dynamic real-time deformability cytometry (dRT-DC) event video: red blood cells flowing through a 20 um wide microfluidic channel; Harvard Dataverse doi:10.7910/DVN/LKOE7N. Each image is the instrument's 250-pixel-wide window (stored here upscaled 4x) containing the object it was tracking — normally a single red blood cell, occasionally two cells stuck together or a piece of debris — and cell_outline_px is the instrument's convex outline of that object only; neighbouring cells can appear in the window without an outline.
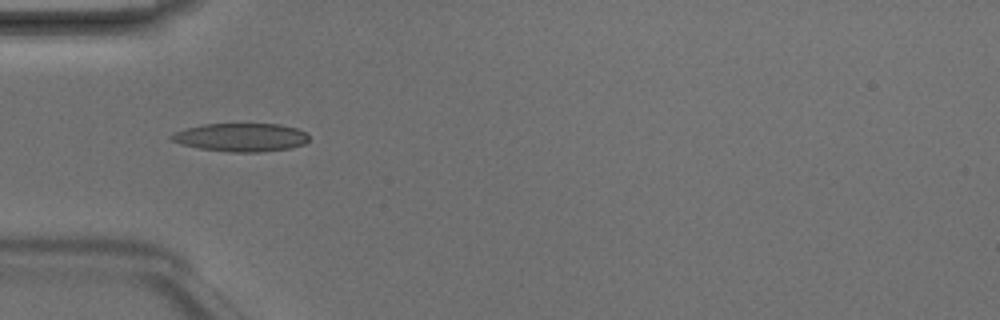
{"species": "Egyptian fruit bat (a non-hibernating species)", "species_latin": "Rousettus aegyptiacus", "temperature_condition": "room temperature", "stored_images_in_passage": 5, "camera_frame_rate_fps": 3000, "um_per_image_px": 0.085, "animal": {"sex": "male"}, "frame": {"image": 1, "passage_image": 4, "time_ms": 1.0, "image_size_px": [1000, 320], "cell_outline_px": [[308, 140], [304, 144], [292, 148], [260, 152], [232, 152], [200, 148], [180, 144], [172, 140], [168, 136], [172, 132], [184, 128], [204, 124], [280, 124], [296, 128], [308, 132]], "centroid_in_image_um": [20.48, 11.67], "position_along_channel_um": 64.5, "area_um2": 22.89}}